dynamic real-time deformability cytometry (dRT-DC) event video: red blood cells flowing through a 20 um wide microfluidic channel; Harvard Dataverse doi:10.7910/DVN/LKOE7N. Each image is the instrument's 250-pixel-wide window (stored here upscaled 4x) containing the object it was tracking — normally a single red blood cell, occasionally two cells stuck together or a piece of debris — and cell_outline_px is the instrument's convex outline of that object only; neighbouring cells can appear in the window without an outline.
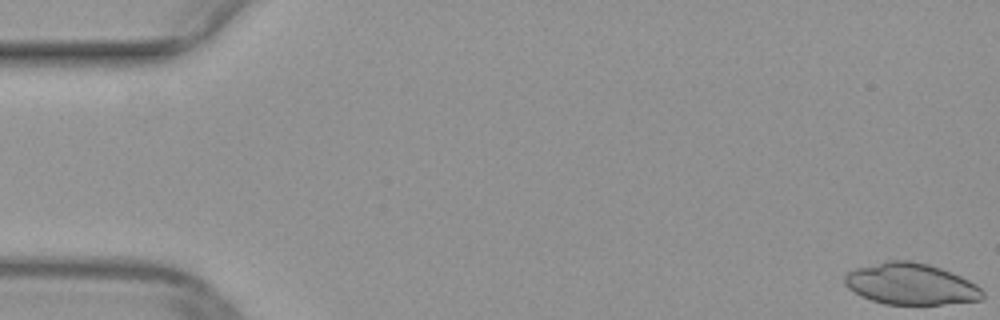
{"species": "common noctule bat (a hibernating species)", "species_latin": "Nyctalus noctula", "temperature_condition": "warm", "stored_images_in_passage": 17, "camera_frame_rate_fps": 3000, "um_per_image_px": 0.085, "animal": {"sex": "female", "body_mass_g": 29.2, "forearm_length_mm": 56.3}, "frame": {"image": 1, "passage_image": 1, "time_ms": 0.0, "image_size_px": [1000, 320], "cell_outline_px": [[984, 296], [980, 300], [940, 304], [884, 304], [860, 296], [848, 288], [844, 284], [844, 276], [848, 272], [856, 268], [888, 260], [912, 260], [928, 264], [940, 268], [960, 276], [976, 284], [984, 292]], "centroid_in_image_um": [77.4, 24.13], "position_along_channel_um": 7.6, "area_um2": 33.18}}